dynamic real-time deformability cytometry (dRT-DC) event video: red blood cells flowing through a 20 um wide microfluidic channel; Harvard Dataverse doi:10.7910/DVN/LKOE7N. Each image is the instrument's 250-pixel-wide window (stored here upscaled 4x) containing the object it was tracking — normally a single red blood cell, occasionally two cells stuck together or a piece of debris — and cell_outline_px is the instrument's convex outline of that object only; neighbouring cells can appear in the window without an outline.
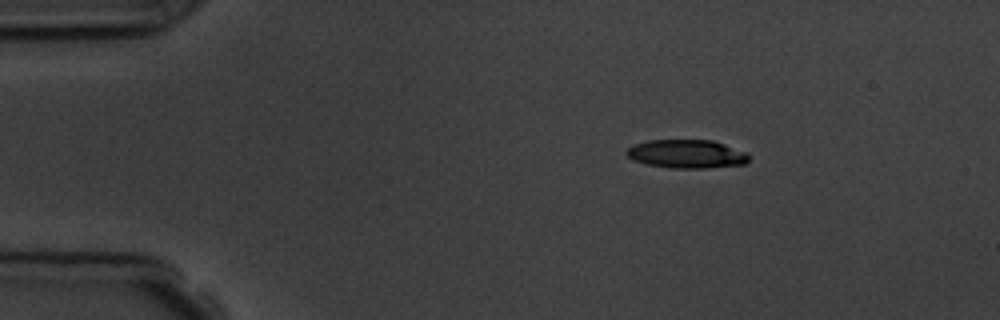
{"species": "common noctule bat (a hibernating species)", "species_latin": "Nyctalus noctula", "temperature_condition": "room temperature", "stored_images_in_passage": 4, "camera_frame_rate_fps": 3000, "um_per_image_px": 0.085, "animal": {"sex": "male", "body_mass_g": 19.5, "forearm_length_mm": 54.6}, "frame": {"image": 1, "passage_image": 2, "time_ms": 1.0, "image_size_px": [1000, 320], "cell_outline_px": [[748, 160], [744, 164], [704, 168], [668, 168], [648, 164], [632, 160], [624, 152], [628, 148], [636, 144], [648, 140], [712, 140], [748, 152]], "centroid_in_image_um": [58.36, 13.08], "position_along_channel_um": 26.6, "area_um2": 20.29}}